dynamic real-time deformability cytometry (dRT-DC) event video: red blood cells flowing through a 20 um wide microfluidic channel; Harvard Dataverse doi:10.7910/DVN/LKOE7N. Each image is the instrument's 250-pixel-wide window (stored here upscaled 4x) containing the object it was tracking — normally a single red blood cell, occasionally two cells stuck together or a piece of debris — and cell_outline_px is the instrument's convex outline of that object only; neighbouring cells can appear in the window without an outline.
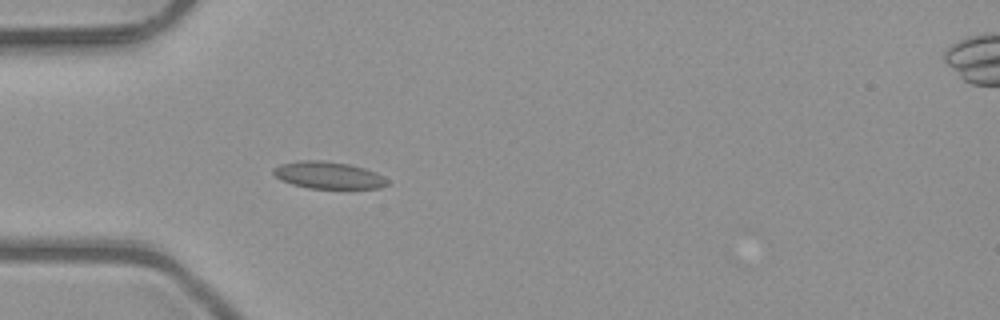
{"species": "common noctule bat (a hibernating species)", "species_latin": "Nyctalus noctula", "temperature_condition": "room temperature", "stored_images_in_passage": 5, "camera_frame_rate_fps": 3000, "um_per_image_px": 0.085, "animal": {"sex": "male", "body_mass_g": 23.1, "forearm_length_mm": 52.7}, "frame": {"image": 1, "passage_image": 5, "time_ms": 1.333, "image_size_px": [1000, 320], "cell_outline_px": [[388, 184], [380, 188], [308, 188], [292, 184], [280, 180], [272, 172], [272, 168], [280, 164], [300, 160], [324, 160], [348, 164], [364, 168], [376, 172], [388, 180]], "centroid_in_image_um": [27.88, 14.88], "position_along_channel_um": 57.1, "area_um2": 17.98}}